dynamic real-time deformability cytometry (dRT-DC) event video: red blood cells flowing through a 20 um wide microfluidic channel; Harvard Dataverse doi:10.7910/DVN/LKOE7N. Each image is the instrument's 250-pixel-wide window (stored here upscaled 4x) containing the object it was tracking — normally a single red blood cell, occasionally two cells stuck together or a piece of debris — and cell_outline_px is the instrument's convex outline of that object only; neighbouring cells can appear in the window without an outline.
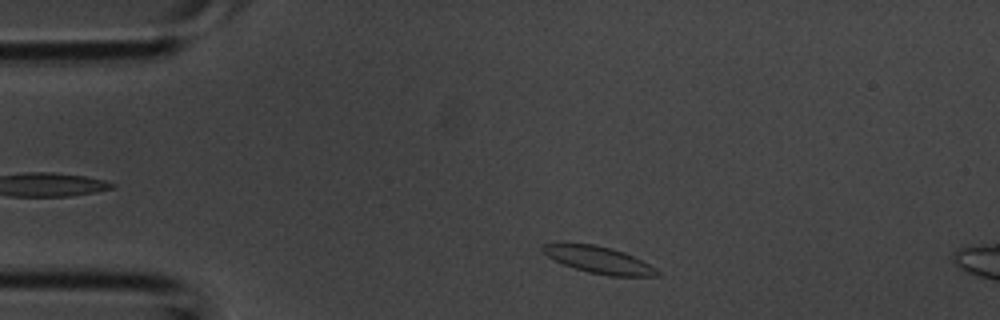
{"species": "common noctule bat (a hibernating species)", "species_latin": "Nyctalus noctula", "temperature_condition": "room temperature", "stored_images_in_passage": 3, "camera_frame_rate_fps": 3000, "um_per_image_px": 0.085, "animal": {"sex": "male", "body_mass_g": 20.1, "forearm_length_mm": 53.5}, "frame": {"image": 1, "passage_image": 1, "time_ms": 0.0, "image_size_px": [1000, 320], "cell_outline_px": [[660, 272], [656, 276], [608, 276], [588, 272], [564, 264], [548, 256], [540, 248], [544, 244], [596, 244], [612, 248], [624, 252], [656, 268]], "centroid_in_image_um": [50.93, 22.1], "position_along_channel_um": 34.1, "area_um2": 17.51}}